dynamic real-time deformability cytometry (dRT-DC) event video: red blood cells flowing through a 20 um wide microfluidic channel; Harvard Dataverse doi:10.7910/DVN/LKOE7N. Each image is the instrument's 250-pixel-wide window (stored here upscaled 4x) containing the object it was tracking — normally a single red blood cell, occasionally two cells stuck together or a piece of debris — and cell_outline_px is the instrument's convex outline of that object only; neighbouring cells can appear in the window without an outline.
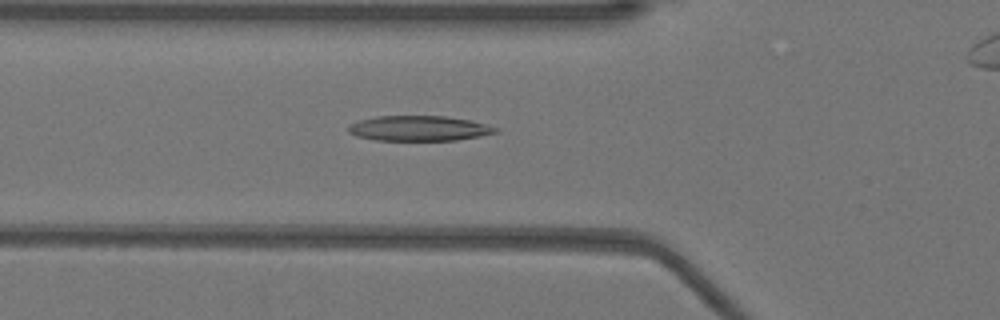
{"species": "Egyptian fruit bat (a non-hibernating species)", "species_latin": "Rousettus aegyptiacus", "temperature_condition": "warm", "stored_images_in_passage": 32, "camera_frame_rate_fps": 3000, "um_per_image_px": 0.085, "animal": {"sex": "female"}, "frame": {"image": 1, "passage_image": 18, "time_ms": 5.667, "image_size_px": [1000, 320], "cell_outline_px": [[500, 132], [480, 136], [456, 140], [376, 140], [356, 136], [348, 132], [348, 128], [352, 124], [360, 120], [376, 116], [444, 116], [472, 120], [488, 124], [500, 128]], "centroid_in_image_um": [35.69, 10.91], "position_along_channel_um": 90.1, "area_um2": 21.68}}
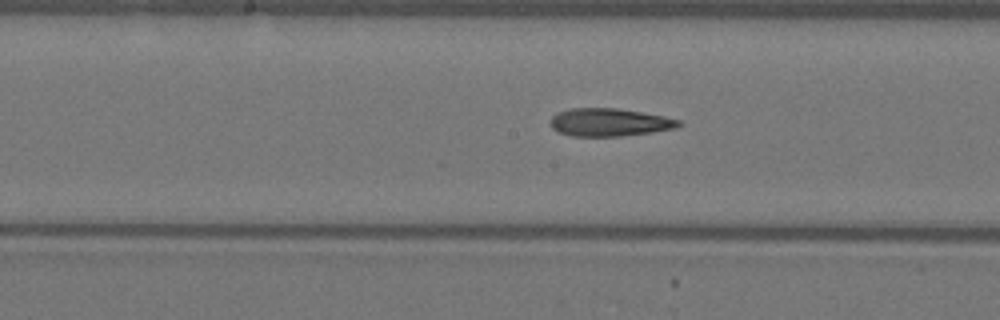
{"frame": {"image": 2, "passage_image": 26, "time_ms": 8.333, "image_size_px": [1000, 320], "cell_outline_px": [[680, 124], [676, 128], [652, 132], [620, 136], [572, 136], [560, 132], [552, 128], [552, 116], [556, 112], [572, 108], [616, 108], [664, 116], [680, 120]], "centroid_in_image_um": [51.79, 10.39], "position_along_channel_um": 196.4, "area_um2": 20.63}}
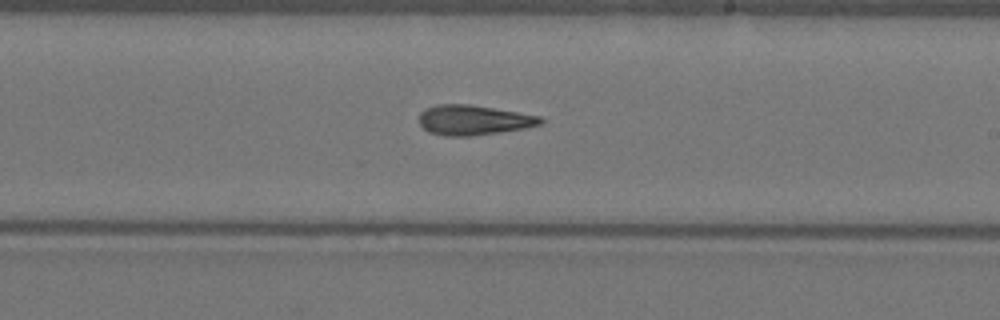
{"frame": {"image": 3, "passage_image": 30, "time_ms": 9.667, "image_size_px": [1000, 320], "cell_outline_px": [[544, 120], [540, 124], [524, 128], [472, 136], [444, 136], [428, 132], [420, 124], [420, 112], [424, 108], [436, 104], [468, 104], [540, 116]], "centroid_in_image_um": [40.19, 10.2], "position_along_channel_um": 248.8, "area_um2": 21.04}}